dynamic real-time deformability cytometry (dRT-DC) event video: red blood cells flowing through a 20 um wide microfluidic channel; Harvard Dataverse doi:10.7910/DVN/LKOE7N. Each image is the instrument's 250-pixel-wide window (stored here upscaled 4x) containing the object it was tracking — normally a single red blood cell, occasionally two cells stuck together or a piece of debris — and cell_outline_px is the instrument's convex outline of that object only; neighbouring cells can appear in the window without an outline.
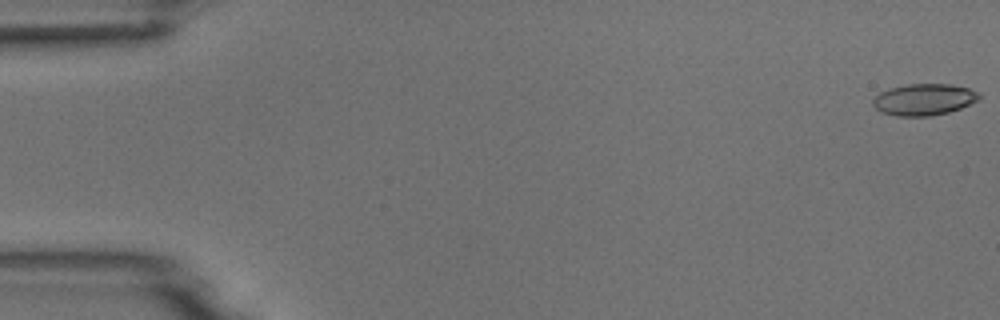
{"species": "common noctule bat (a hibernating species)", "species_latin": "Nyctalus noctula", "temperature_condition": "room temperature", "stored_images_in_passage": 6, "camera_frame_rate_fps": 3000, "um_per_image_px": 0.085, "animal": {"sex": "male", "body_mass_g": 18.8}, "frame": {"image": 1, "passage_image": 1, "time_ms": 0.0, "image_size_px": [1000, 320], "cell_outline_px": [[980, 100], [960, 108], [948, 112], [932, 116], [896, 116], [880, 112], [872, 104], [872, 100], [880, 92], [888, 88], [908, 84], [952, 84], [968, 88], [980, 92]], "centroid_in_image_um": [78.54, 8.46], "position_along_channel_um": 6.5, "area_um2": 19.71}}
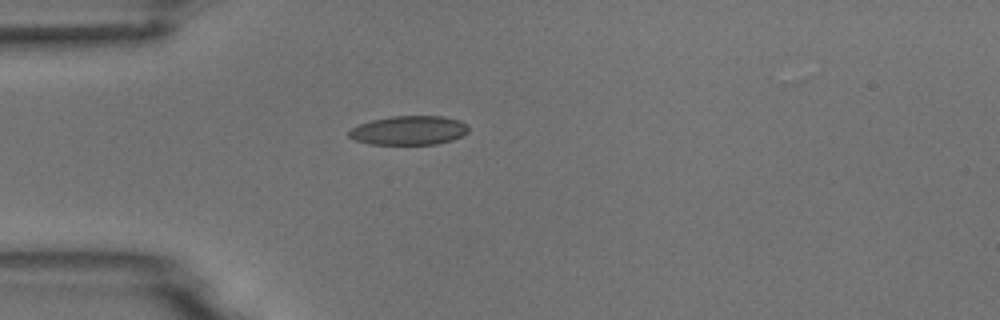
{"frame": {"image": 2, "passage_image": 5, "time_ms": 4.667, "image_size_px": [1000, 320], "cell_outline_px": [[468, 132], [452, 140], [436, 144], [368, 144], [356, 140], [348, 136], [348, 132], [352, 128], [360, 124], [372, 120], [392, 116], [444, 116], [460, 120], [468, 124]], "centroid_in_image_um": [34.78, 11.08], "position_along_channel_um": 50.2, "area_um2": 20.23}}